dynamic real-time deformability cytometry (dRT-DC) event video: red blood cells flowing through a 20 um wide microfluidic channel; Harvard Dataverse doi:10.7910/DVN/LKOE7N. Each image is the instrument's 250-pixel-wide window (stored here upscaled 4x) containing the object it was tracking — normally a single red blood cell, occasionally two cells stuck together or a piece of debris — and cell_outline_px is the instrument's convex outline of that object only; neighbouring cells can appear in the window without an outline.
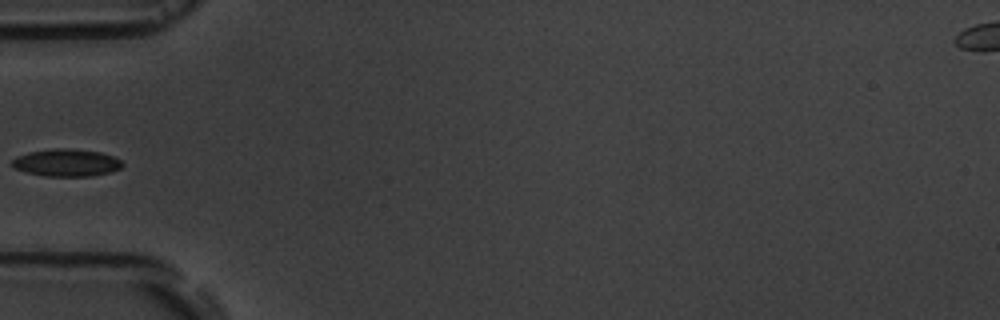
{"species": "common noctule bat (a hibernating species)", "species_latin": "Nyctalus noctula", "temperature_condition": "room temperature", "stored_images_in_passage": 3, "camera_frame_rate_fps": 3000, "um_per_image_px": 0.085, "animal": {"sex": "male", "body_mass_g": 19.5, "forearm_length_mm": 54.6}, "frame": {"image": 1, "passage_image": 3, "time_ms": 2.333, "image_size_px": [1000, 320], "cell_outline_px": [[124, 164], [120, 168], [112, 172], [92, 176], [44, 176], [12, 168], [12, 160], [16, 156], [28, 152], [56, 148], [68, 148], [100, 152], [112, 156], [120, 160]], "centroid_in_image_um": [5.64, 13.83], "position_along_channel_um": 79.4, "area_um2": 17.63}}